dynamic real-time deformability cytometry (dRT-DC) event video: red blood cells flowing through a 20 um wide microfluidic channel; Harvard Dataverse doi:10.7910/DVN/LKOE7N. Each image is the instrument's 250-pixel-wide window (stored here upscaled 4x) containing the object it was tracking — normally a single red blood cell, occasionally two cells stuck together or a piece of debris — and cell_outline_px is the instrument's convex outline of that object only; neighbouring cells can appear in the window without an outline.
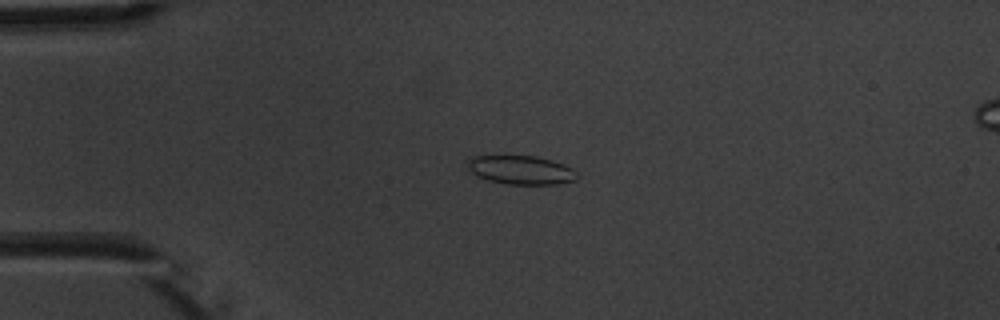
{"species": "common noctule bat (a hibernating species)", "species_latin": "Nyctalus noctula", "temperature_condition": "warm", "stored_images_in_passage": 5, "camera_frame_rate_fps": 3000, "um_per_image_px": 0.085, "animal": {"sex": "male", "body_mass_g": 20.1, "forearm_length_mm": 53.5}, "frame": {"image": 1, "passage_image": 3, "time_ms": 2.333, "image_size_px": [1000, 320], "cell_outline_px": [[580, 176], [576, 180], [556, 184], [504, 184], [488, 180], [476, 176], [468, 168], [468, 160], [476, 156], [536, 156], [564, 164], [572, 168]], "centroid_in_image_um": [44.31, 14.46], "position_along_channel_um": 40.7, "area_um2": 18.32}}